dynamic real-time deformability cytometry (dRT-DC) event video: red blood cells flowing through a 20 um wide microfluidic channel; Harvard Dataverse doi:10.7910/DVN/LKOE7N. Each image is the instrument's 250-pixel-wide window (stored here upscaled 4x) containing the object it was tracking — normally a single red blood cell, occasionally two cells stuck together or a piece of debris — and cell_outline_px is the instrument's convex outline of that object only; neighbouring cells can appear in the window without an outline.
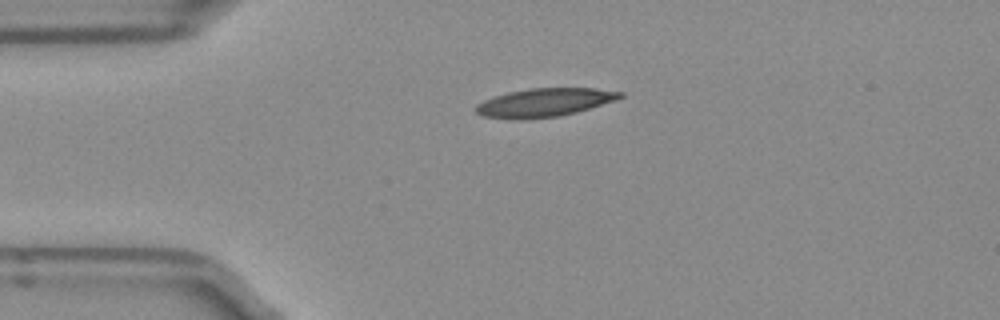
{"species": "Egyptian fruit bat (a non-hibernating species)", "species_latin": "Rousettus aegyptiacus", "temperature_condition": "room temperature", "stored_images_in_passage": 35, "camera_frame_rate_fps": 3000, "um_per_image_px": 0.085, "frame": {"image": 1, "passage_image": 1, "time_ms": 0.0, "image_size_px": [1000, 320], "cell_outline_px": [[624, 96], [616, 100], [576, 112], [560, 116], [484, 116], [476, 112], [472, 108], [476, 104], [484, 100], [508, 92], [528, 88], [596, 88], [624, 92]], "centroid_in_image_um": [46.36, 8.65], "position_along_channel_um": 38.6, "area_um2": 22.89}}
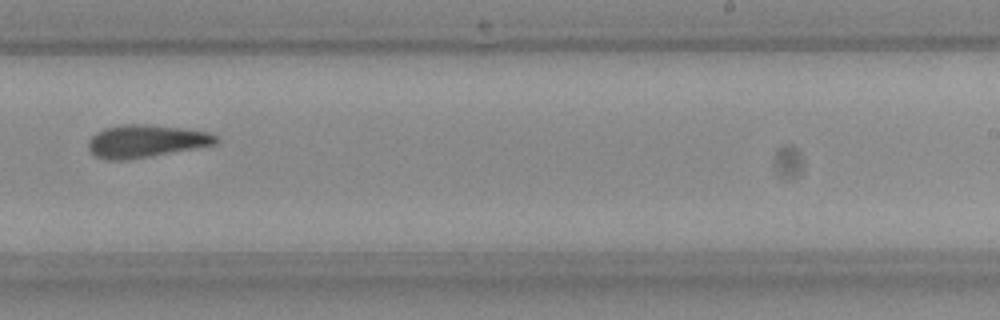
{"frame": {"image": 2, "passage_image": 21, "time_ms": 6.667, "image_size_px": [1000, 320], "cell_outline_px": [[220, 140], [216, 144], [148, 156], [124, 160], [108, 160], [96, 156], [88, 148], [88, 140], [96, 132], [104, 128], [120, 124], [148, 124], [184, 128], [208, 132], [216, 136]], "centroid_in_image_um": [12.38, 11.97], "position_along_channel_um": 276.6, "area_um2": 24.1}}
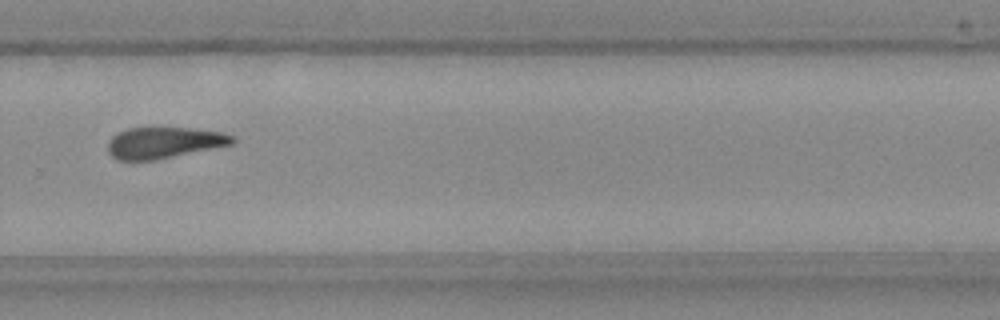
{"frame": {"image": 3, "passage_image": 24, "time_ms": 7.667, "image_size_px": [1000, 320], "cell_outline_px": [[236, 140], [232, 144], [156, 160], [116, 160], [108, 152], [108, 140], [116, 132], [128, 128], [192, 128], [224, 132], [236, 136]], "centroid_in_image_um": [13.94, 12.12], "position_along_channel_um": 315.9, "area_um2": 22.83}, "authors_computed_cell_mechanics": {"area_um2": 23.5246, "velocity_mm_per_s": 3.9415, "shape_relaxation_time_tau1_ms": null, "shape_relaxation_time_tau2_ms": 7.5926, "deformation_change_tau1": null, "deformation_change_tau2": 0.1841}}